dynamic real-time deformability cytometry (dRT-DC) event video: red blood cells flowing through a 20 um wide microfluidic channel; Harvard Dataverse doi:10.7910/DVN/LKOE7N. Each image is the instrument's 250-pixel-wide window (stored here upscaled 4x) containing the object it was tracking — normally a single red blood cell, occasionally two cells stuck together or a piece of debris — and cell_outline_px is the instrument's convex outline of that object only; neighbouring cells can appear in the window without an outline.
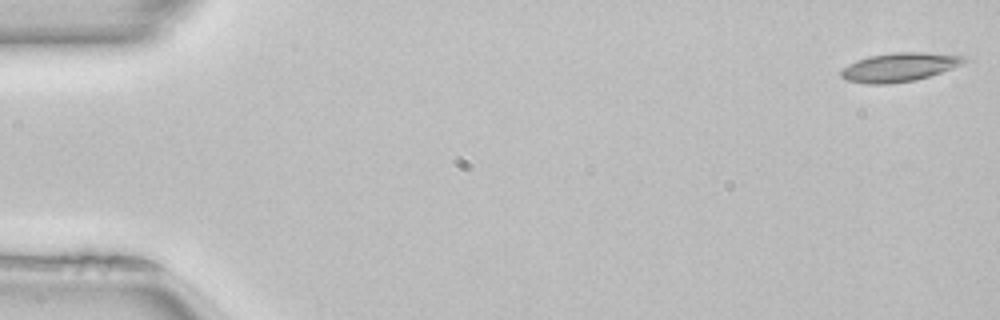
{"species": "common noctule bat (a hibernating species)", "species_latin": "Nyctalus noctula", "temperature_condition": "room temperature", "stored_images_in_passage": 12, "camera_frame_rate_fps": 3000, "um_per_image_px": 0.085, "animal": {"sex": "female", "body_mass_g": 22.7, "forearm_length_mm": 54.2}, "frame": {"image": 1, "passage_image": 1, "time_ms": 0.0, "image_size_px": [1000, 320], "cell_outline_px": [[972, 60], [964, 64], [916, 80], [888, 84], [868, 84], [844, 80], [840, 76], [840, 72], [848, 64], [856, 60], [868, 56], [892, 52], [920, 52], [968, 56]], "centroid_in_image_um": [76.47, 5.7], "position_along_channel_um": 8.5, "area_um2": 20.92}}